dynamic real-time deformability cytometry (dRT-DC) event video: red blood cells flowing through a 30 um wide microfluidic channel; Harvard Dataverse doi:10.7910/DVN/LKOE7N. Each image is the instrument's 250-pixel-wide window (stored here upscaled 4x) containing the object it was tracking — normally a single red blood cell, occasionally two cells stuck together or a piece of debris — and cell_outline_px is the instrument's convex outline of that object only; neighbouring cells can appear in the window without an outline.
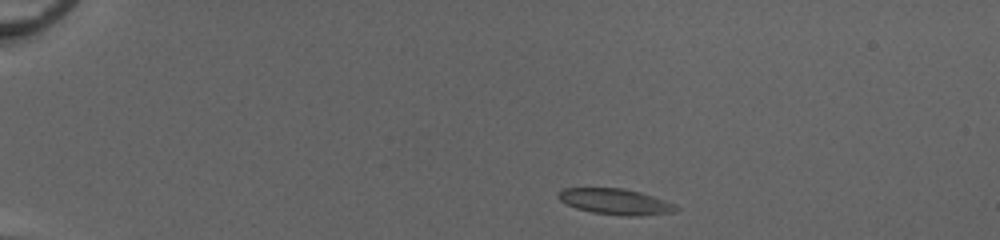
{"species": "common noctule bat (a hibernating species)", "species_latin": "Nyctalus noctula", "temperature_condition": "cold", "stored_images_in_passage": 42, "camera_frame_rate_fps": 3000, "um_per_image_px": 0.085, "animal": {"sex": "female", "body_mass_g": 20.0, "forearm_length_mm": 54.0}, "frame": {"image": 1, "passage_image": 1, "time_ms": 0.0, "image_size_px": [1000, 240], "cell_outline_px": [[680, 208], [676, 212], [640, 216], [624, 216], [592, 212], [576, 208], [564, 204], [556, 196], [564, 188], [624, 188], [640, 192], [676, 204]], "centroid_in_image_um": [52.33, 17.15], "position_along_channel_um": 32.7, "area_um2": 17.86}}
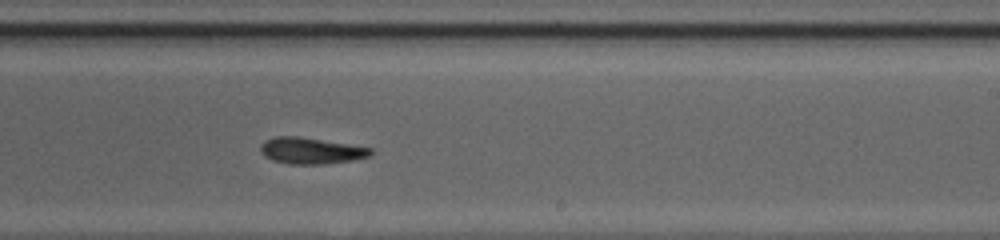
{"frame": {"image": 2, "passage_image": 24, "time_ms": 7.667, "image_size_px": [1000, 240], "cell_outline_px": [[372, 156], [352, 160], [324, 164], [288, 164], [272, 160], [264, 156], [260, 152], [260, 144], [264, 140], [276, 136], [300, 136], [372, 148]], "centroid_in_image_um": [26.4, 12.81], "position_along_channel_um": 262.6, "area_um2": 17.05}}
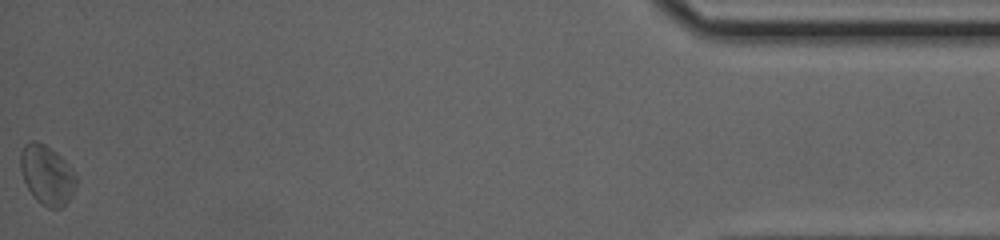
{"frame": {"image": 3, "passage_image": 42, "time_ms": 13.667, "image_size_px": [1000, 240], "cell_outline_px": [[76, 184], [72, 196], [60, 208], [48, 208], [40, 204], [36, 200], [28, 188], [24, 180], [20, 168], [20, 152], [24, 144], [28, 140], [36, 140], [44, 144], [56, 152], [68, 164], [76, 176]], "centroid_in_image_um": [3.96, 14.85], "position_along_channel_um": 431.2, "area_um2": 19.31}, "authors_computed_cell_mechanics": {"area_um2": 17.7157, "velocity_mm_per_s": 4.1187, "shape_relaxation_time_tau1_ms": null, "shape_relaxation_time_tau2_ms": 7.6073, "deformation_change_tau1": null, "deformation_change_tau2": 0.169}}